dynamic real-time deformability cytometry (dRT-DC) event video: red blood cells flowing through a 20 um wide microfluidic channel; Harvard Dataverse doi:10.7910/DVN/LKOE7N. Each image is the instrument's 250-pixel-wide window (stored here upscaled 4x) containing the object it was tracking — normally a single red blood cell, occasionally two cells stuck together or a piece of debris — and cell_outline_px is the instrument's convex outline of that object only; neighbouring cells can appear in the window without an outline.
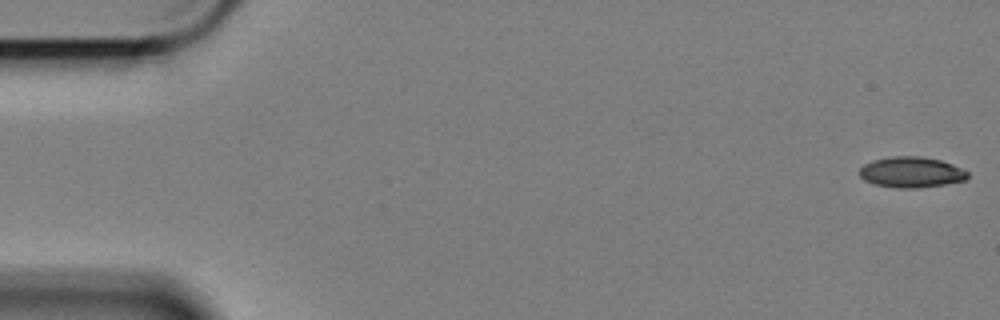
{"species": "Egyptian fruit bat (a non-hibernating species)", "species_latin": "Rousettus aegyptiacus", "temperature_condition": "cold", "stored_images_in_passage": 59, "camera_frame_rate_fps": 3000, "um_per_image_px": 0.085, "animal": {"sex": "female"}, "frame": {"image": 1, "passage_image": 1, "time_ms": 0.0, "image_size_px": [1000, 320], "cell_outline_px": [[968, 176], [964, 180], [944, 184], [916, 188], [896, 188], [872, 184], [864, 180], [860, 176], [860, 168], [864, 164], [872, 160], [892, 156], [920, 156], [940, 160], [952, 164], [968, 172]], "centroid_in_image_um": [77.42, 14.63], "position_along_channel_um": 7.6, "area_um2": 19.31}}
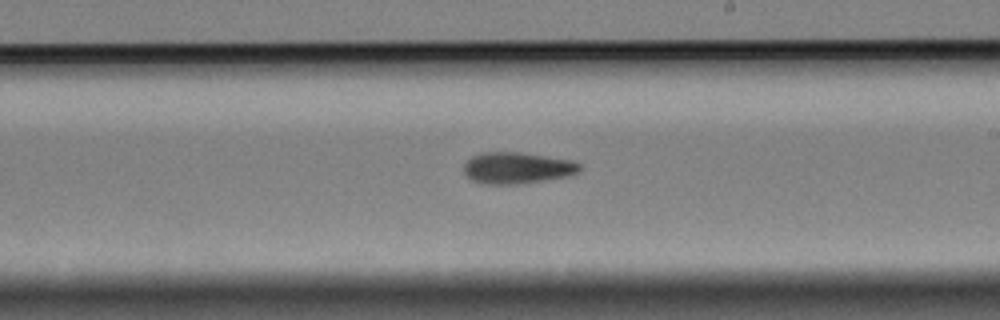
{"frame": {"image": 2, "passage_image": 34, "time_ms": 11.0, "image_size_px": [1000, 320], "cell_outline_px": [[580, 168], [576, 172], [564, 176], [544, 180], [516, 184], [480, 184], [472, 180], [464, 172], [464, 164], [472, 156], [480, 152], [520, 152], [572, 160], [580, 164]], "centroid_in_image_um": [43.9, 14.26], "position_along_channel_um": 245.1, "area_um2": 21.04}}
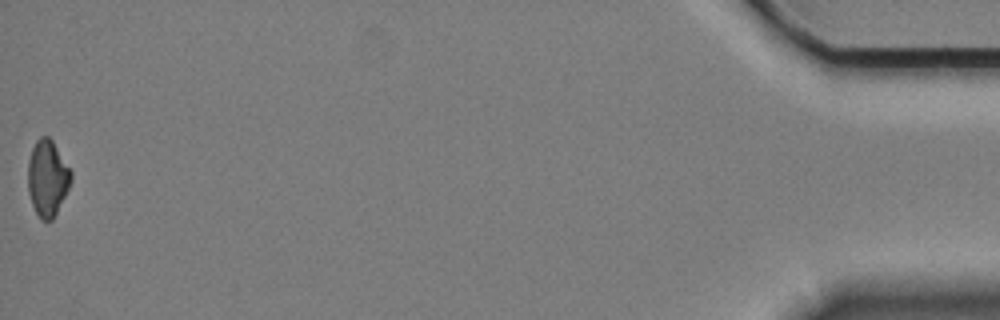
{"frame": {"image": 3, "passage_image": 59, "time_ms": 19.333, "image_size_px": [1000, 320], "cell_outline_px": [[72, 180], [52, 220], [40, 220], [32, 204], [28, 192], [28, 160], [32, 148], [36, 140], [40, 136], [48, 136], [52, 140], [72, 172]], "centroid_in_image_um": [4.02, 15.12], "position_along_channel_um": 431.2, "area_um2": 18.96}, "authors_computed_cell_mechanics": {"area_um2": 20.4612, "velocity_mm_per_s": 3.3772, "shape_relaxation_time_tau1_ms": 9.1192, "shape_relaxation_time_tau2_ms": null, "deformation_change_tau1": 0.1759, "deformation_change_tau2": null}}